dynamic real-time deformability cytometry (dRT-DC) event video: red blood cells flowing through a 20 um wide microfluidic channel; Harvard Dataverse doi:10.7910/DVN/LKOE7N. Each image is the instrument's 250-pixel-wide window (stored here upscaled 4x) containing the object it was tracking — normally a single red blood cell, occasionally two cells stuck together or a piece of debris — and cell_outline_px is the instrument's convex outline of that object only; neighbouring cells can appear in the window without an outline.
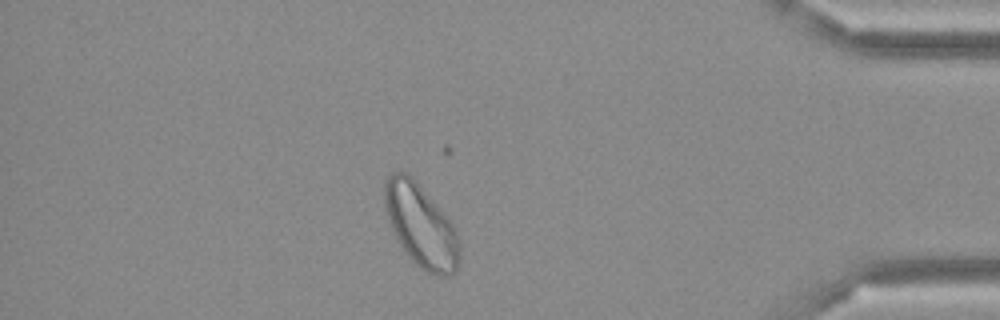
{"species": "Egyptian fruit bat (a non-hibernating species)", "species_latin": "Rousettus aegyptiacus", "temperature_condition": "cold", "stored_images_in_passage": 47, "camera_frame_rate_fps": 3000, "um_per_image_px": 0.085, "frame": {"image": 1, "passage_image": 40, "time_ms": 13.0, "image_size_px": [1000, 320], "cell_outline_px": [[460, 256], [456, 268], [452, 276], [436, 276], [420, 268], [404, 252], [388, 220], [384, 204], [384, 180], [392, 172], [404, 172], [412, 176], [452, 224], [456, 232], [460, 244]], "centroid_in_image_um": [35.76, 19.2], "position_along_channel_um": 399.4, "area_um2": 35.84}}